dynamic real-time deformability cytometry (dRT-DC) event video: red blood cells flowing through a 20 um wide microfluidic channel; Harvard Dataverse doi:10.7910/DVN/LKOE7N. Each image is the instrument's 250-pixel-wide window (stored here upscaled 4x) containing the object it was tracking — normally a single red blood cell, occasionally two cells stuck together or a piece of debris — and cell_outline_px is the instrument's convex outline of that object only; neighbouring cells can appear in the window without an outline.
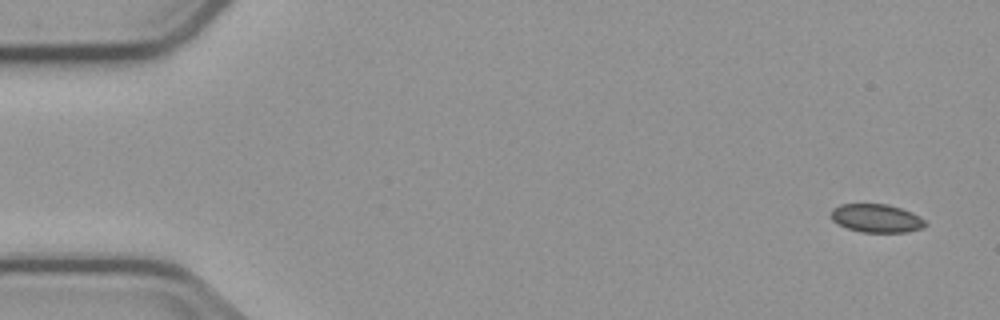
{"species": "common noctule bat (a hibernating species)", "species_latin": "Nyctalus noctula", "temperature_condition": "cold", "stored_images_in_passage": 9, "camera_frame_rate_fps": 3000, "um_per_image_px": 0.085, "animal": {"sex": "male", "body_mass_g": 23.1, "forearm_length_mm": 52.7}, "frame": {"image": 1, "passage_image": 1, "time_ms": 0.0, "image_size_px": [1000, 320], "cell_outline_px": [[928, 224], [924, 228], [908, 232], [860, 232], [848, 228], [832, 220], [832, 208], [840, 204], [888, 204], [912, 212], [920, 216]], "centroid_in_image_um": [74.54, 18.55], "position_along_channel_um": 10.5, "area_um2": 15.61}}
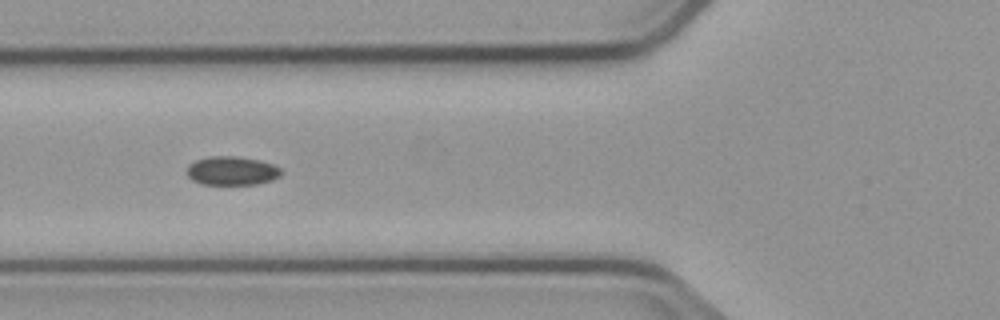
{"frame": {"image": 2, "passage_image": 6, "time_ms": 6.0, "image_size_px": [1000, 320], "cell_outline_px": [[284, 172], [280, 176], [272, 180], [256, 184], [200, 184], [192, 180], [184, 172], [188, 164], [196, 160], [208, 156], [232, 156], [260, 160], [272, 164], [280, 168]], "centroid_in_image_um": [19.68, 14.51], "position_along_channel_um": 106.1, "area_um2": 16.01}}
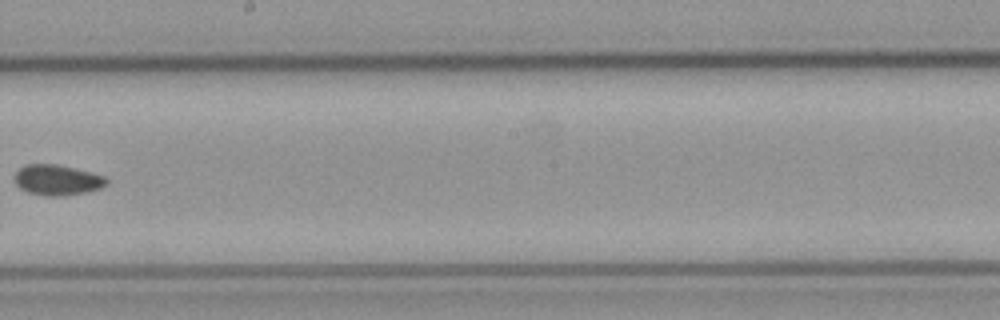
{"frame": {"image": 3, "passage_image": 9, "time_ms": 9.667, "image_size_px": [1000, 320], "cell_outline_px": [[108, 184], [100, 188], [88, 192], [64, 196], [48, 196], [28, 192], [20, 188], [16, 184], [16, 172], [24, 164], [56, 164], [104, 176], [108, 180]], "centroid_in_image_um": [4.87, 15.31], "position_along_channel_um": 243.3, "area_um2": 16.18}}